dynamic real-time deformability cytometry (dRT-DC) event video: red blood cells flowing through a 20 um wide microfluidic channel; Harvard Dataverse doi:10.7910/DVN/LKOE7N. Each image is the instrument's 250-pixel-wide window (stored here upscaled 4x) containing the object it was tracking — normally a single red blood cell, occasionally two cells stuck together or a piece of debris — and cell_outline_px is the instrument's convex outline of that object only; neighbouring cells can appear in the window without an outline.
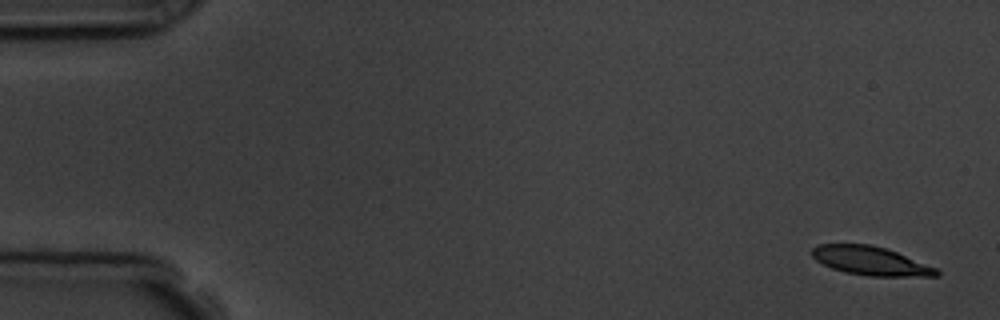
{"species": "common noctule bat (a hibernating species)", "species_latin": "Nyctalus noctula", "temperature_condition": "room temperature", "stored_images_in_passage": 5, "camera_frame_rate_fps": 3000, "um_per_image_px": 0.085, "animal": {"sex": "male", "body_mass_g": 19.5, "forearm_length_mm": 54.6}, "frame": {"image": 1, "passage_image": 1, "time_ms": 0.0, "image_size_px": [1000, 320], "cell_outline_px": [[940, 276], [868, 276], [844, 272], [832, 268], [816, 260], [808, 252], [816, 244], [868, 244], [884, 248], [896, 252], [936, 268], [940, 272]], "centroid_in_image_um": [73.95, 22.17], "position_along_channel_um": 11.1, "area_um2": 20.75}}